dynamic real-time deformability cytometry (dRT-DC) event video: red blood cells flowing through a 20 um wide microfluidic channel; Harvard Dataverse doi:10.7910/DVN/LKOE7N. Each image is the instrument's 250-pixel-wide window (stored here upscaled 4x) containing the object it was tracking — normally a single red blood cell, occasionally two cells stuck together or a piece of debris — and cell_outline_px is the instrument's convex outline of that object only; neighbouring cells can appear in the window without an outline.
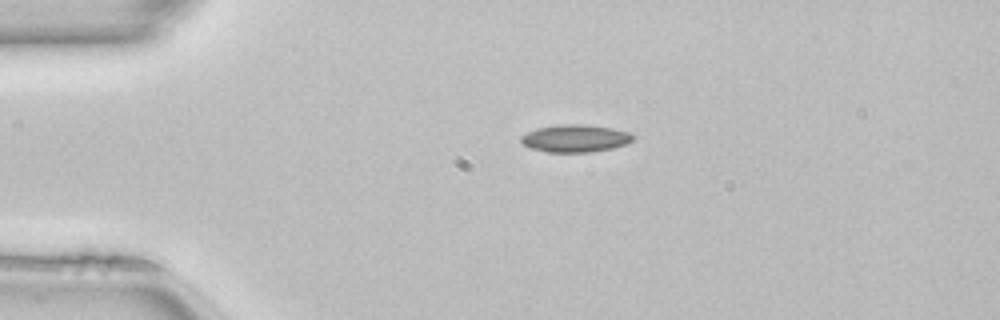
{"species": "common noctule bat (a hibernating species)", "species_latin": "Nyctalus noctula", "temperature_condition": "room temperature", "stored_images_in_passage": 40, "camera_frame_rate_fps": 3000, "um_per_image_px": 0.085, "animal": {"sex": "female", "body_mass_g": 22.7, "forearm_length_mm": 54.2}, "frame": {"image": 1, "passage_image": 1, "time_ms": 0.0, "image_size_px": [1000, 320], "cell_outline_px": [[632, 140], [628, 144], [612, 148], [592, 152], [544, 152], [528, 148], [520, 140], [520, 136], [536, 128], [560, 124], [584, 124], [612, 128], [628, 132], [632, 136]], "centroid_in_image_um": [48.86, 11.76], "position_along_channel_um": 36.1, "area_um2": 18.03}}
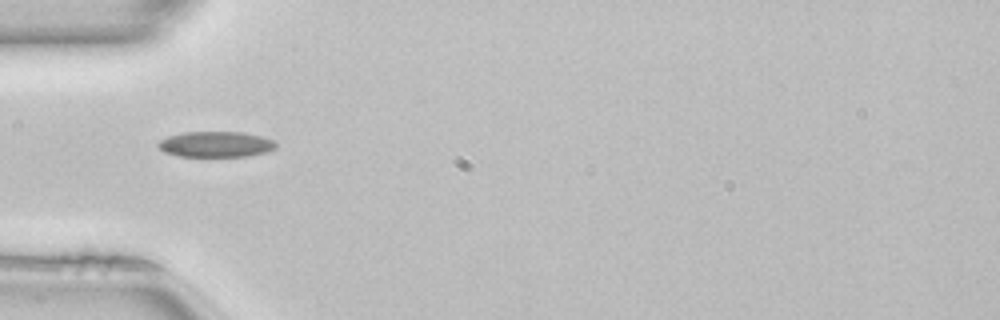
{"frame": {"image": 2, "passage_image": 6, "time_ms": 1.667, "image_size_px": [1000, 320], "cell_outline_px": [[276, 148], [264, 152], [248, 156], [180, 156], [164, 152], [156, 144], [160, 140], [168, 136], [184, 132], [244, 132], [264, 136], [272, 140], [276, 144]], "centroid_in_image_um": [18.34, 12.25], "position_along_channel_um": 66.7, "area_um2": 17.57}}
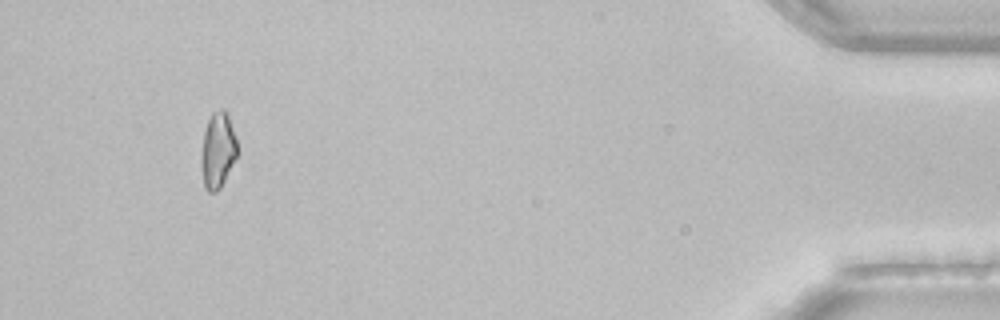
{"frame": {"image": 3, "passage_image": 37, "time_ms": 12.0, "image_size_px": [1000, 320], "cell_outline_px": [[240, 152], [220, 188], [216, 192], [208, 192], [204, 188], [200, 164], [200, 156], [204, 132], [208, 120], [212, 112], [220, 108], [224, 108], [228, 112]], "centroid_in_image_um": [18.52, 12.77], "position_along_channel_um": 416.7, "area_um2": 16.47}, "authors_computed_cell_mechanics": {"area_um2": 16.5886, "velocity_mm_per_s": 4.0957, "shape_relaxation_time_tau1_ms": null, "shape_relaxation_time_tau2_ms": 10.4045, "deformation_change_tau1": null, "deformation_change_tau2": 0.1394}}